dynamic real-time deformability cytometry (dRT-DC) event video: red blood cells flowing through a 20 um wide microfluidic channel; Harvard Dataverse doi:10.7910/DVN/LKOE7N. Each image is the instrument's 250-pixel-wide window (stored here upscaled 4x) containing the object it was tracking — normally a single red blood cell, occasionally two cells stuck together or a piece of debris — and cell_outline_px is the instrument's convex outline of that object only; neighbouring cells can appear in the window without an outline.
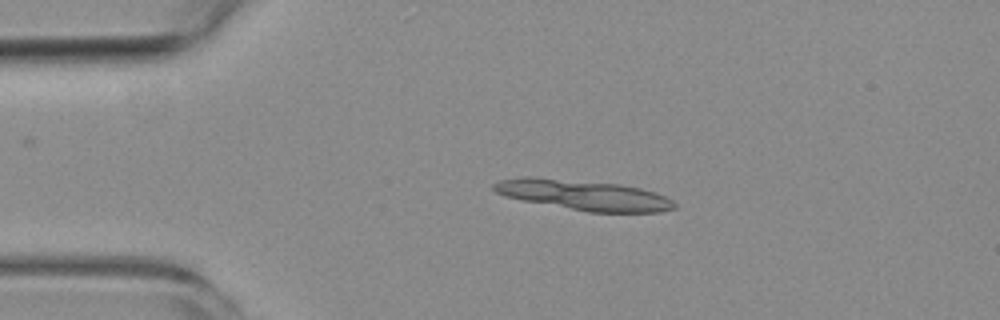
{"species": "common noctule bat (a hibernating species)", "species_latin": "Nyctalus noctula", "temperature_condition": "room temperature", "stored_images_in_passage": 4, "camera_frame_rate_fps": 3000, "um_per_image_px": 0.085, "animal": {"sex": "female", "body_mass_g": 19.3, "forearm_length_mm": 54.1}, "frame": {"image": 1, "passage_image": 2, "time_ms": 1.0, "image_size_px": [1000, 320], "cell_outline_px": [[676, 208], [660, 212], [588, 212], [524, 200], [504, 196], [496, 192], [492, 188], [492, 184], [500, 180], [524, 176], [536, 176], [620, 184], [640, 188], [656, 192], [672, 200], [676, 204]], "centroid_in_image_um": [49.6, 16.56], "position_along_channel_um": 35.4, "area_um2": 31.91}}
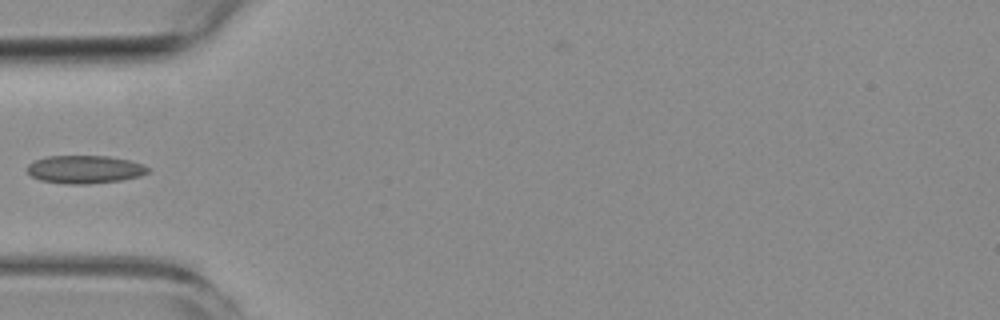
{"frame": {"image": 2, "passage_image": 4, "time_ms": 3.333, "image_size_px": [1000, 320], "cell_outline_px": [[148, 172], [140, 176], [120, 180], [88, 184], [68, 184], [40, 180], [32, 176], [28, 172], [28, 164], [36, 160], [48, 156], [108, 156], [128, 160], [144, 164], [148, 168]], "centroid_in_image_um": [7.21, 14.4], "position_along_channel_um": 77.8, "area_um2": 19.54}}